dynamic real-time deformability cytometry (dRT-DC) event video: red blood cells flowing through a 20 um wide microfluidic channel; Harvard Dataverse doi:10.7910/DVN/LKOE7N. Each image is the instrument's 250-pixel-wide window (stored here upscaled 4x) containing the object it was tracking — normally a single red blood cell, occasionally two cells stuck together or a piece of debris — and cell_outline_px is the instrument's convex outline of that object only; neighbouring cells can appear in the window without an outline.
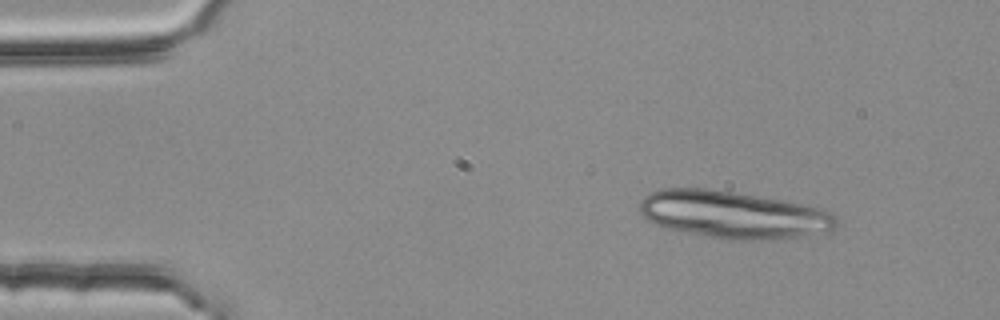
{"species": "common noctule bat (a hibernating species)", "species_latin": "Nyctalus noctula", "temperature_condition": "room temperature", "stored_images_in_passage": 4, "camera_frame_rate_fps": 3000, "um_per_image_px": 0.085, "animal": {"sex": "female", "body_mass_g": 25.1}, "frame": {"image": 1, "passage_image": 1, "time_ms": 0.0, "image_size_px": [1000, 320], "cell_outline_px": [[840, 224], [832, 232], [772, 240], [732, 240], [704, 236], [668, 228], [656, 224], [648, 220], [640, 212], [640, 200], [648, 192], [660, 188], [712, 188], [780, 200], [800, 204], [816, 208], [828, 212], [836, 216]], "centroid_in_image_um": [62.33, 18.25], "position_along_channel_um": 22.7, "area_um2": 54.56}}